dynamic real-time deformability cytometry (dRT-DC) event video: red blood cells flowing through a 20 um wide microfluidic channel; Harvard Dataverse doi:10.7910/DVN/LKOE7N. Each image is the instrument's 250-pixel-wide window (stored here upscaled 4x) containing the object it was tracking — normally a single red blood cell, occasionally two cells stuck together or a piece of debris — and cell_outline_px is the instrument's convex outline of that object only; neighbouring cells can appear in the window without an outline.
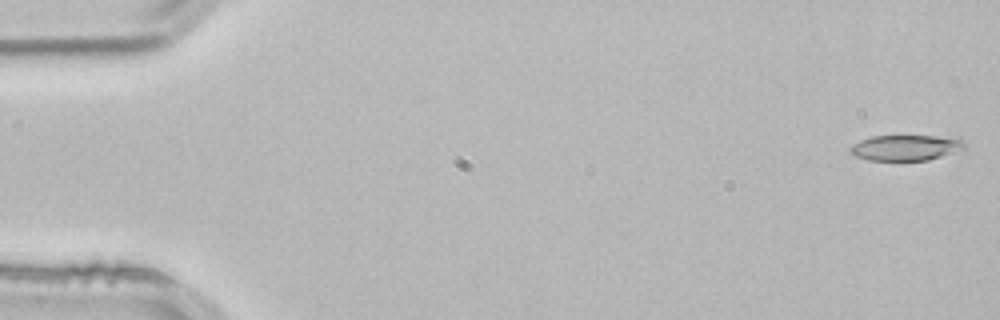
{"species": "common noctule bat (a hibernating species)", "species_latin": "Nyctalus noctula", "temperature_condition": "room temperature", "stored_images_in_passage": 53, "camera_frame_rate_fps": 3000, "um_per_image_px": 0.085, "animal": {"sex": "male", "body_mass_g": 21.5, "forearm_length_mm": 52.0}, "frame": {"image": 1, "passage_image": 1, "time_ms": 0.0, "image_size_px": [1000, 320], "cell_outline_px": [[964, 148], [928, 160], [868, 160], [856, 156], [848, 152], [848, 148], [852, 144], [860, 140], [872, 136], [960, 136], [964, 144]], "centroid_in_image_um": [76.96, 12.53], "position_along_channel_um": 8.0, "area_um2": 17.11}}
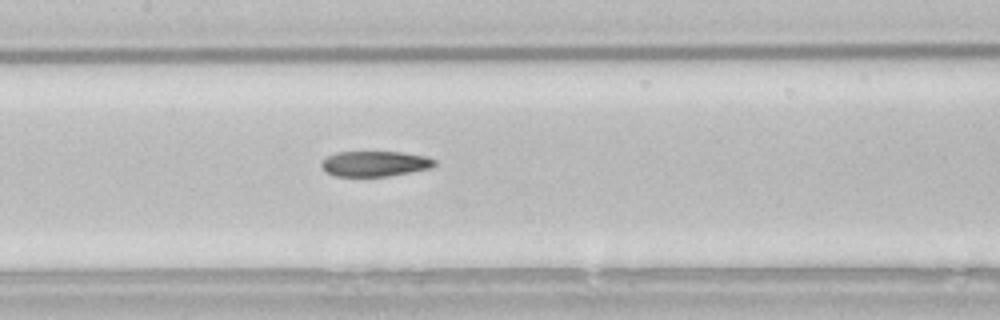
{"frame": {"image": 2, "passage_image": 25, "time_ms": 8.0, "image_size_px": [1000, 320], "cell_outline_px": [[436, 164], [432, 168], [388, 176], [336, 176], [324, 172], [320, 164], [320, 160], [324, 156], [336, 152], [400, 152], [428, 156], [436, 160]], "centroid_in_image_um": [31.82, 13.91], "position_along_channel_um": 175.6, "area_um2": 17.05}}
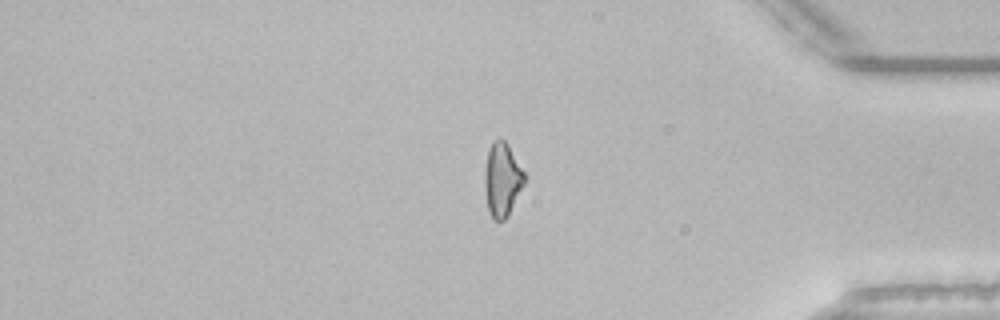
{"frame": {"image": 3, "passage_image": 44, "time_ms": 14.333, "image_size_px": [1000, 320], "cell_outline_px": [[528, 176], [508, 216], [504, 220], [492, 220], [488, 212], [484, 184], [484, 172], [488, 148], [492, 140], [500, 136], [508, 144]], "centroid_in_image_um": [42.69, 15.23], "position_along_channel_um": 392.5, "area_um2": 17.69}, "authors_computed_cell_mechanics": {"area_um2": 17.6868, "velocity_mm_per_s": 3.849, "shape_relaxation_time_tau1_ms": null, "shape_relaxation_time_tau2_ms": 7.3942, "deformation_change_tau1": null, "deformation_change_tau2": 0.1827}}